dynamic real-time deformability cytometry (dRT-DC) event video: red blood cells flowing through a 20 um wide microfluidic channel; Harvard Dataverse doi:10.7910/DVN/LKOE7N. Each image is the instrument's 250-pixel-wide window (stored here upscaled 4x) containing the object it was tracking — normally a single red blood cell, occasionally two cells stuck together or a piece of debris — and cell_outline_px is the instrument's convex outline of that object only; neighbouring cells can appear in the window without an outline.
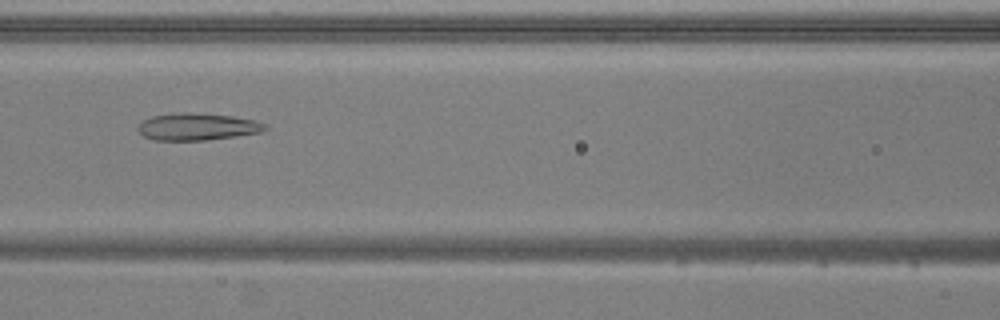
{"species": "common noctule bat (a hibernating species)", "species_latin": "Nyctalus noctula", "temperature_condition": "warm", "stored_images_in_passage": 48, "camera_frame_rate_fps": 3000, "um_per_image_px": 0.085, "animal": {"sex": "male", "body_mass_g": 20.5, "forearm_length_mm": 52.5}, "frame": {"image": 1, "passage_image": 18, "time_ms": 5.667, "image_size_px": [1000, 320], "cell_outline_px": [[268, 128], [260, 132], [236, 136], [204, 140], [156, 140], [144, 136], [136, 128], [144, 120], [152, 116], [180, 112], [188, 112], [232, 116], [256, 120], [264, 124]], "centroid_in_image_um": [16.77, 10.76], "position_along_channel_um": 149.8, "area_um2": 19.88}}
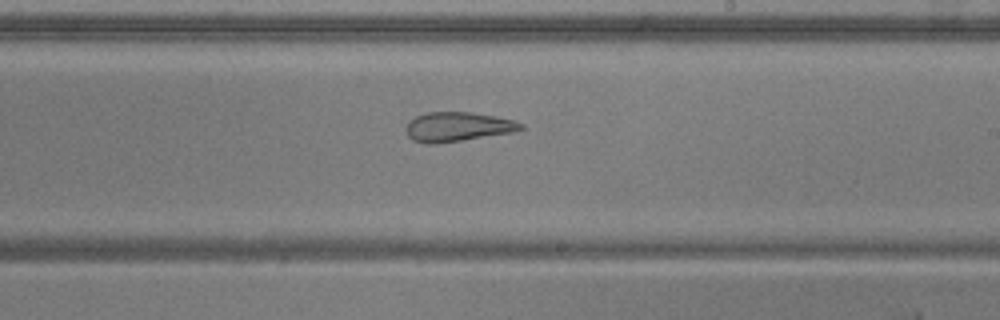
{"frame": {"image": 2, "passage_image": 26, "time_ms": 8.333, "image_size_px": [1000, 320], "cell_outline_px": [[524, 128], [516, 132], [436, 144], [428, 144], [412, 140], [408, 136], [404, 128], [408, 120], [416, 116], [428, 112], [472, 112], [496, 116], [516, 120], [524, 124]], "centroid_in_image_um": [38.91, 10.77], "position_along_channel_um": 250.1, "area_um2": 20.06}}
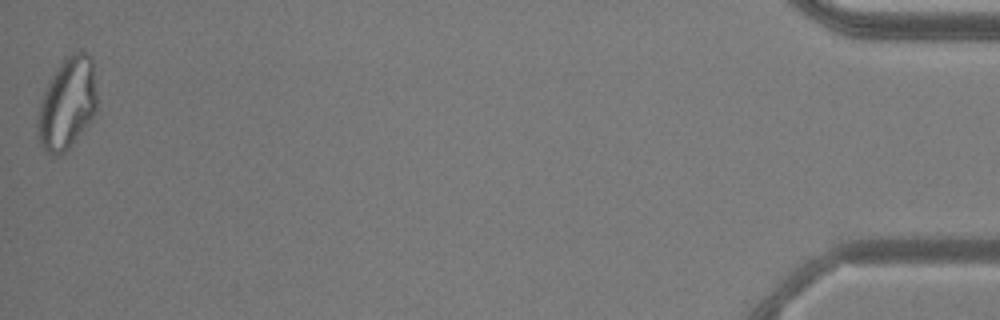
{"frame": {"image": 3, "passage_image": 48, "time_ms": 15.667, "image_size_px": [1000, 320], "cell_outline_px": [[96, 112], [84, 128], [68, 148], [64, 152], [56, 156], [48, 152], [40, 144], [36, 136], [36, 120], [40, 104], [44, 92], [52, 76], [60, 64], [72, 52], [84, 52], [92, 56], [96, 92]], "centroid_in_image_um": [5.69, 8.8], "position_along_channel_um": 429.5, "area_um2": 31.33}, "authors_computed_cell_mechanics": {"area_um2": 25.8077, "velocity_mm_per_s": 3.764, "shape_relaxation_time_tau1_ms": null, "shape_relaxation_time_tau2_ms": 2.7442, "deformation_change_tau1": null, "deformation_change_tau2": 0.1236}}